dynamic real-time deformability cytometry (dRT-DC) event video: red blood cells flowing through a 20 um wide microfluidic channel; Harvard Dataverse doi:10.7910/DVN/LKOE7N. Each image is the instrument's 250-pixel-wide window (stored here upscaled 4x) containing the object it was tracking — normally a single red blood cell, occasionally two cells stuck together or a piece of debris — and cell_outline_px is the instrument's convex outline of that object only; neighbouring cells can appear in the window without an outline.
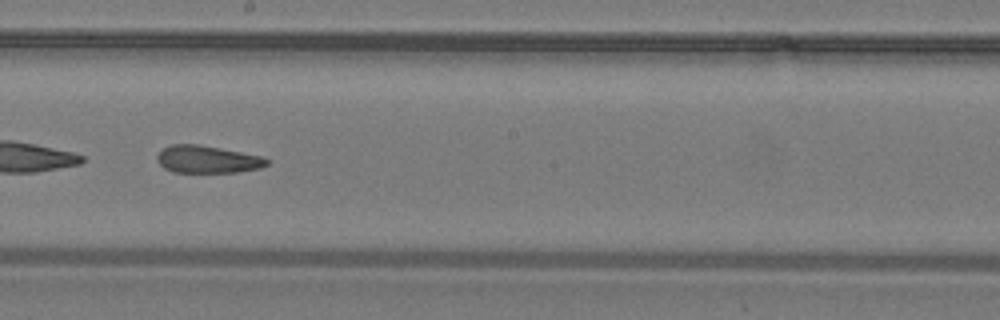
{"species": "common noctule bat (a hibernating species)", "species_latin": "Nyctalus noctula", "temperature_condition": "warm", "stored_images_in_passage": 40, "camera_frame_rate_fps": 3000, "um_per_image_px": 0.085, "animal": {"sex": "male", "body_mass_g": 19.2, "forearm_length_mm": 51.8}, "frame": {"image": 1, "passage_image": 23, "time_ms": 7.333, "image_size_px": [1000, 320], "cell_outline_px": [[268, 164], [260, 168], [236, 172], [172, 172], [164, 168], [156, 160], [156, 156], [164, 148], [172, 144], [196, 144], [220, 148], [264, 156], [268, 160]], "centroid_in_image_um": [17.63, 13.54], "position_along_channel_um": 230.6, "area_um2": 17.51}}